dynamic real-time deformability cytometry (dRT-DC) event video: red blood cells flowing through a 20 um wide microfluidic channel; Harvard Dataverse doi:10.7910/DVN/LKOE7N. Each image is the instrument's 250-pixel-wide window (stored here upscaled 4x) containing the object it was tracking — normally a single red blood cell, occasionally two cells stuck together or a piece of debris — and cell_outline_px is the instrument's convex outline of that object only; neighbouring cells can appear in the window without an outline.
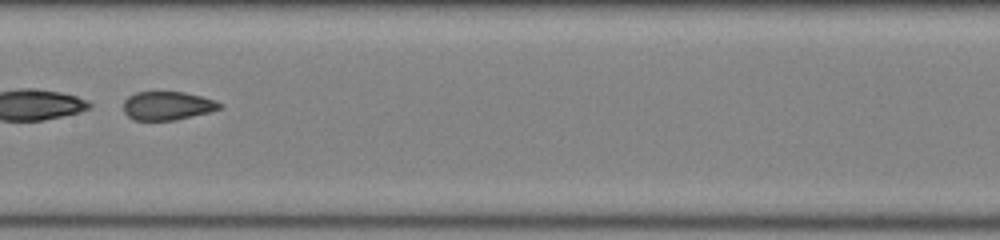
{"species": "common noctule bat (a hibernating species)", "species_latin": "Nyctalus noctula", "temperature_condition": "room temperature", "stored_images_in_passage": 45, "segment_of_instrument_passage": [2, 2], "camera_frame_rate_fps": 3000, "um_per_image_px": 0.085, "animal": {"sex": "female", "body_mass_g": 22.0, "forearm_length_mm": 56.7}, "frame": {"image": 1, "passage_image": 23, "time_ms": 7.333, "image_size_px": [1000, 240], "cell_outline_px": [[224, 108], [176, 120], [136, 120], [128, 116], [124, 112], [124, 100], [128, 96], [136, 92], [184, 92], [216, 100], [224, 104]], "centroid_in_image_um": [14.26, 8.98], "position_along_channel_um": 193.1, "area_um2": 16.07}}
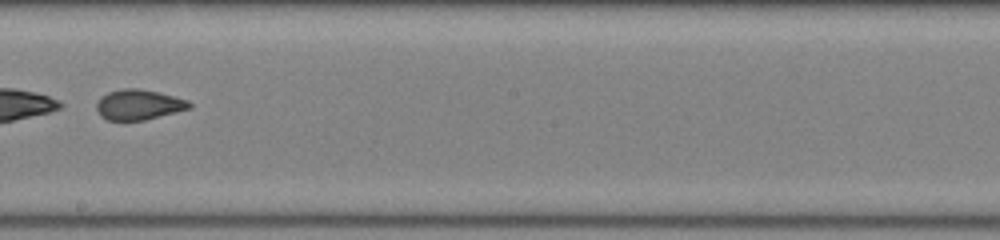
{"frame": {"image": 2, "passage_image": 26, "time_ms": 8.333, "image_size_px": [1000, 240], "cell_outline_px": [[192, 108], [144, 120], [108, 120], [100, 116], [96, 108], [96, 104], [100, 96], [108, 92], [124, 88], [136, 88], [156, 92], [188, 100], [192, 104]], "centroid_in_image_um": [11.77, 8.9], "position_along_channel_um": 236.4, "area_um2": 16.3}}